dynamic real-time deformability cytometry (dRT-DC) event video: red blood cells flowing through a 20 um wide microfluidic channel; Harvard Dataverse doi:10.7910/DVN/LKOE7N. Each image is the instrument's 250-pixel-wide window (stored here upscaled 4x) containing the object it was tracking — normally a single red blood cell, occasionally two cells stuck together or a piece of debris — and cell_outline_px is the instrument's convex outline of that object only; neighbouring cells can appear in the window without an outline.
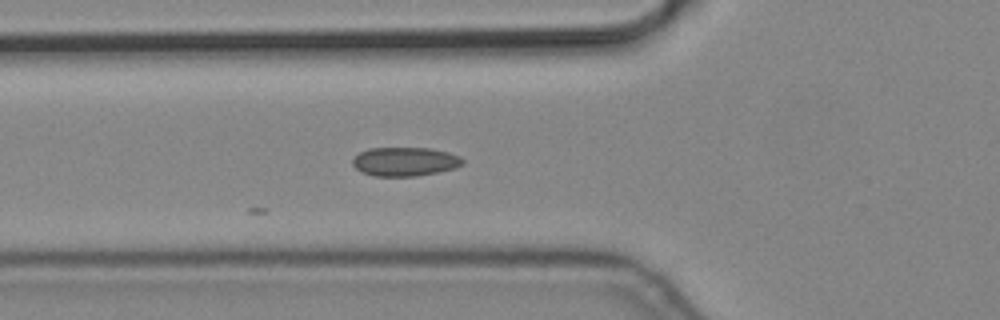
{"species": "common noctule bat (a hibernating species)", "species_latin": "Nyctalus noctula", "temperature_condition": "cold", "stored_images_in_passage": 4, "camera_frame_rate_fps": 3000, "um_per_image_px": 0.085, "animal": {"sex": "male", "body_mass_g": 19.2, "forearm_length_mm": 51.8}, "frame": {"image": 1, "passage_image": 4, "time_ms": 1.0, "image_size_px": [1000, 320], "cell_outline_px": [[464, 164], [456, 168], [416, 176], [372, 176], [356, 168], [352, 164], [352, 160], [360, 152], [368, 148], [432, 148], [448, 152], [460, 156], [464, 160]], "centroid_in_image_um": [34.44, 13.73], "position_along_channel_um": 91.4, "area_um2": 18.55}}